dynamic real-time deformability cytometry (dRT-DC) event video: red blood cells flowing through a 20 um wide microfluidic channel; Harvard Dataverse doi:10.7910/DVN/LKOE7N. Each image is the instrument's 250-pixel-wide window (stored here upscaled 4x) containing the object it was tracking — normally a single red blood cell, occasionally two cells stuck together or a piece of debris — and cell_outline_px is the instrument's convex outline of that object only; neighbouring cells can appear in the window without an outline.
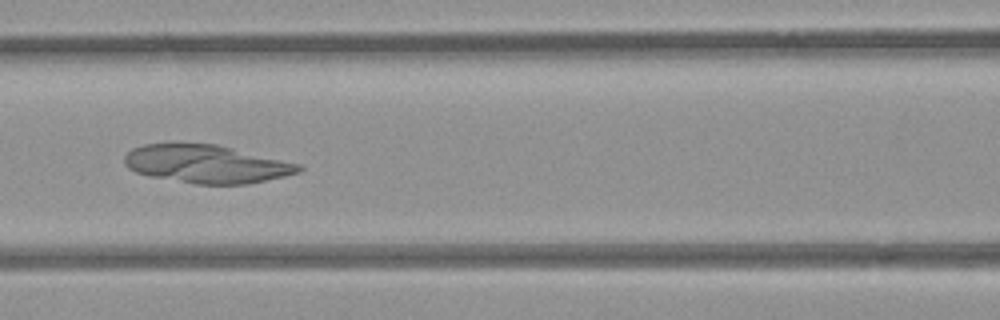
{"species": "common noctule bat (a hibernating species)", "species_latin": "Nyctalus noctula", "temperature_condition": "room temperature", "stored_images_in_passage": 53, "camera_frame_rate_fps": 3000, "um_per_image_px": 0.085, "animal": {"sex": "female", "body_mass_g": 21.9}, "frame": {"image": 1, "passage_image": 23, "time_ms": 7.333, "image_size_px": [1000, 320], "cell_outline_px": [[304, 168], [300, 172], [284, 176], [248, 184], [196, 184], [152, 176], [136, 172], [128, 168], [124, 164], [124, 156], [132, 148], [144, 144], [216, 144], [300, 164]], "centroid_in_image_um": [17.55, 13.94], "position_along_channel_um": 149.0, "area_um2": 38.32}}
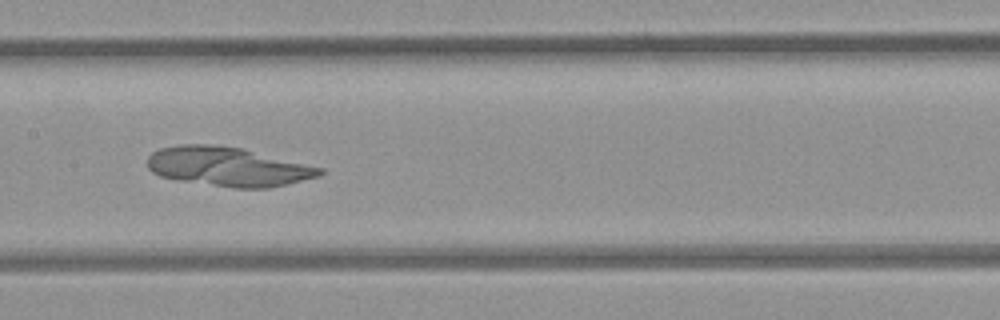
{"frame": {"image": 2, "passage_image": 26, "time_ms": 8.333, "image_size_px": [1000, 320], "cell_outline_px": [[324, 172], [320, 176], [288, 184], [268, 188], [236, 188], [176, 180], [160, 176], [152, 172], [148, 168], [148, 156], [152, 152], [160, 148], [180, 144], [204, 144], [240, 148], [324, 168]], "centroid_in_image_um": [19.37, 14.17], "position_along_channel_um": 188.0, "area_um2": 39.25}}
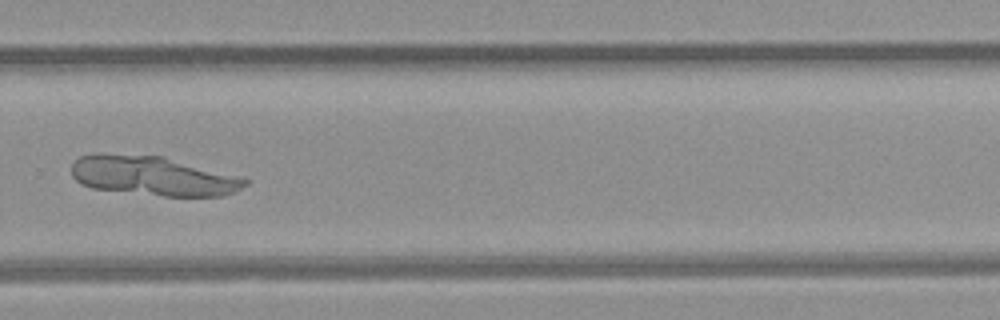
{"frame": {"image": 3, "passage_image": 36, "time_ms": 11.667, "image_size_px": [1000, 320], "cell_outline_px": [[248, 184], [224, 196], [164, 196], [92, 188], [80, 184], [72, 176], [72, 164], [80, 156], [96, 152], [100, 152], [164, 156], [248, 180]], "centroid_in_image_um": [12.9, 14.93], "position_along_channel_um": 316.9, "area_um2": 39.71}}